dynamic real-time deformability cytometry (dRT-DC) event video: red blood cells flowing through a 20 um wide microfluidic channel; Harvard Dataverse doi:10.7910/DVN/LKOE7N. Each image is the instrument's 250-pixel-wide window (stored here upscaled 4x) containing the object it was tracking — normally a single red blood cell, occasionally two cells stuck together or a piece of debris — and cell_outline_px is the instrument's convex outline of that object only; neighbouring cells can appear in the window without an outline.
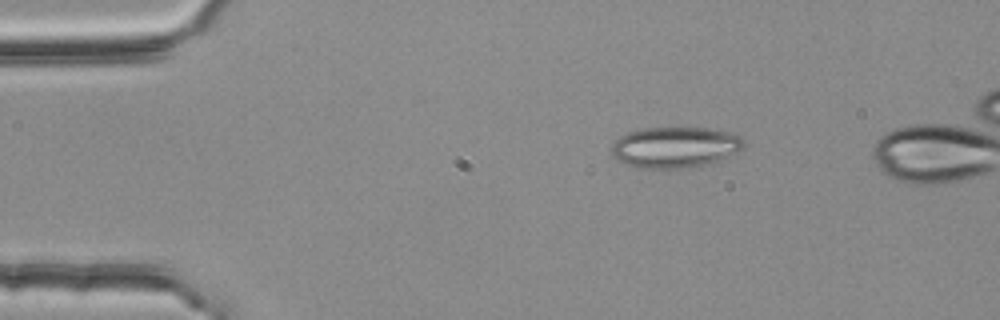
{"species": "common noctule bat (a hibernating species)", "species_latin": "Nyctalus noctula", "temperature_condition": "room temperature", "stored_images_in_passage": 49, "segment_of_instrument_passage": [1, 2], "camera_frame_rate_fps": 3000, "um_per_image_px": 0.085, "animal": {"sex": "female", "body_mass_g": 25.1}, "frame": {"image": 1, "passage_image": 3, "time_ms": 0.667, "image_size_px": [1000, 320], "cell_outline_px": [[744, 144], [736, 152], [720, 160], [708, 164], [688, 168], [640, 168], [624, 164], [616, 160], [612, 156], [612, 144], [620, 136], [628, 132], [644, 128], [708, 128], [732, 132], [740, 136], [744, 140]], "centroid_in_image_um": [57.36, 12.52], "position_along_channel_um": 27.6, "area_um2": 31.67}}
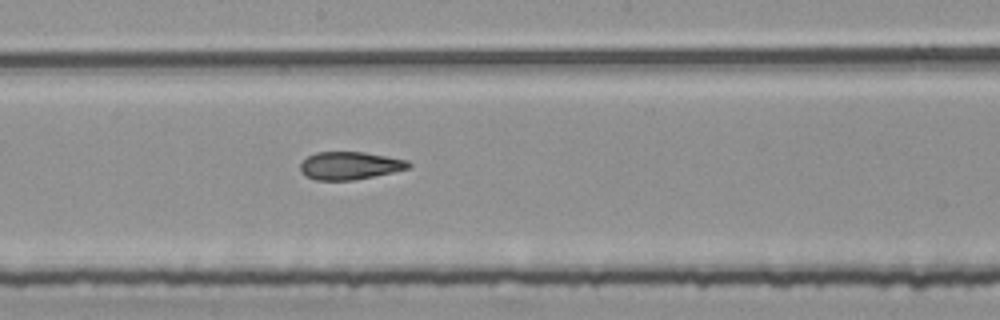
{"frame": {"image": 2, "passage_image": 23, "time_ms": 7.333, "image_size_px": [1000, 320], "cell_outline_px": [[412, 164], [408, 168], [392, 172], [352, 180], [316, 180], [300, 172], [300, 164], [308, 156], [316, 152], [364, 152], [408, 160]], "centroid_in_image_um": [29.72, 14.07], "position_along_channel_um": 218.5, "area_um2": 17.34}}
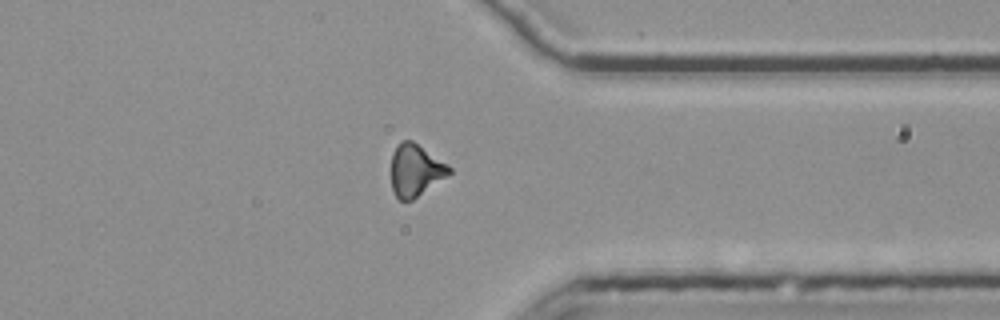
{"frame": {"image": 3, "passage_image": 36, "time_ms": 11.667, "image_size_px": [1000, 320], "cell_outline_px": [[452, 172], [448, 176], [412, 200], [400, 200], [396, 196], [392, 188], [392, 152], [396, 144], [400, 140], [412, 140], [448, 164], [452, 168]], "centroid_in_image_um": [35.32, 14.45], "position_along_channel_um": 376.1, "area_um2": 17.69}}